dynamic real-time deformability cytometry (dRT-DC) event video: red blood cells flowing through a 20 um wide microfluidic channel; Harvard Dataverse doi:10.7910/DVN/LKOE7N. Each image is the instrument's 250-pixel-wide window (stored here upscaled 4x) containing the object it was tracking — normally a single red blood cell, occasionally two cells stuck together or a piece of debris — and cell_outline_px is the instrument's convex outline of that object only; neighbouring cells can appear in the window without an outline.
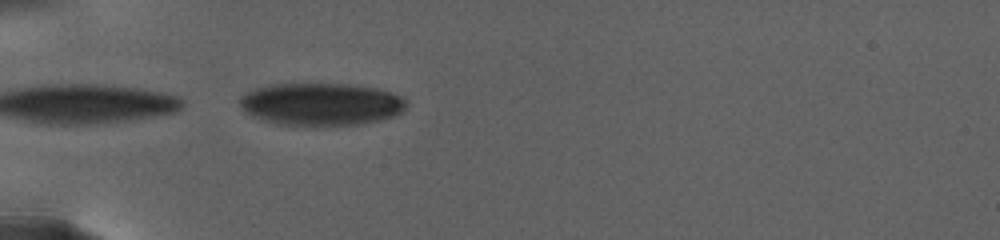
{"species": "human", "species_latin": "Homo sapiens", "temperature_condition": "warm", "stored_images_in_passage": 43, "camera_frame_rate_fps": 3000, "um_per_image_px": 0.085, "donor": {"sex": "female"}, "frame": {"image": 1, "passage_image": 1, "time_ms": 0.0, "image_size_px": [1000, 240], "cell_outline_px": [[408, 104], [400, 112], [392, 116], [380, 120], [360, 124], [316, 128], [276, 124], [260, 120], [252, 116], [240, 104], [240, 96], [256, 88], [268, 84], [348, 84], [376, 88], [392, 92], [408, 100]], "centroid_in_image_um": [27.29, 8.89], "position_along_channel_um": 57.7, "area_um2": 42.08}}
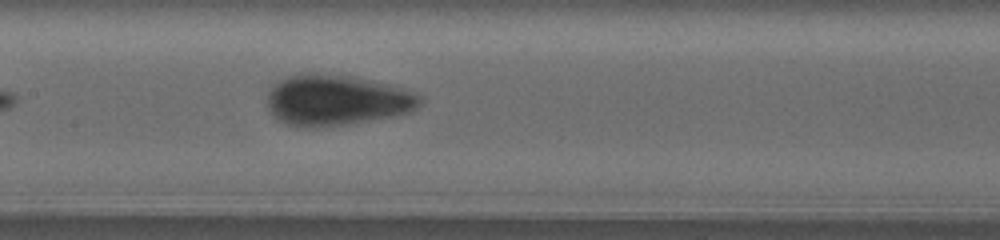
{"frame": {"image": 2, "passage_image": 14, "time_ms": 5.333, "image_size_px": [1000, 240], "cell_outline_px": [[424, 100], [412, 112], [392, 116], [344, 124], [312, 128], [304, 128], [284, 124], [268, 108], [268, 92], [272, 84], [288, 76], [300, 72], [304, 72], [352, 76], [392, 84], [416, 92], [424, 96]], "centroid_in_image_um": [28.64, 8.49], "position_along_channel_um": 178.8, "area_um2": 45.66}}
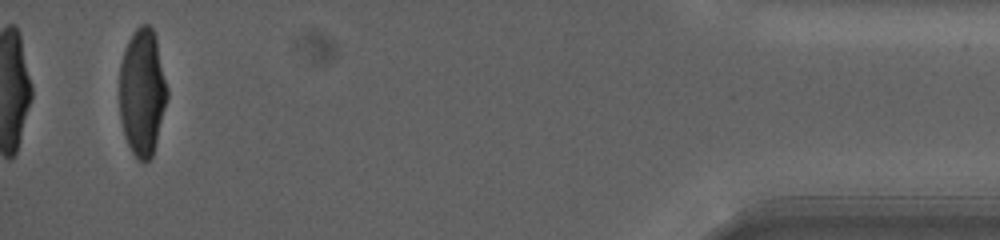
{"frame": {"image": 3, "passage_image": 40, "time_ms": 17.667, "image_size_px": [1000, 240], "cell_outline_px": [[168, 96], [156, 144], [152, 156], [148, 160], [140, 160], [132, 152], [124, 136], [120, 120], [120, 64], [128, 40], [132, 32], [140, 24], [148, 24], [152, 28], [156, 36], [168, 88]], "centroid_in_image_um": [12.1, 7.81], "position_along_channel_um": 423.1, "area_um2": 35.49}, "authors_computed_cell_mechanics": {"area_um2": 38.8994, "velocity_mm_per_s": 2.5385, "shape_relaxation_time_tau1_ms": 4.35, "shape_relaxation_time_tau2_ms": null, "deformation_change_tau1": 0.1832, "deformation_change_tau2": null}}